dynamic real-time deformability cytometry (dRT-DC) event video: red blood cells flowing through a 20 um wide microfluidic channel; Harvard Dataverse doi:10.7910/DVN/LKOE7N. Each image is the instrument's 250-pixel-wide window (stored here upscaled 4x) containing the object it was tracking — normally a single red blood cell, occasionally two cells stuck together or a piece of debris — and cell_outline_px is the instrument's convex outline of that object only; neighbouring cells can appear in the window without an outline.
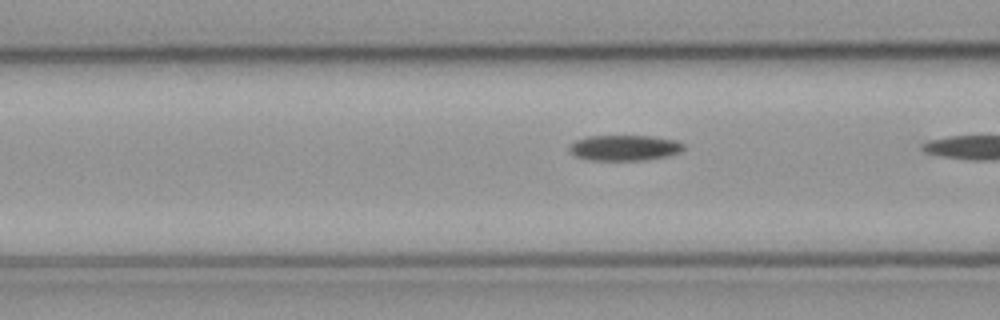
{"species": "common noctule bat (a hibernating species)", "species_latin": "Nyctalus noctula", "temperature_condition": "cold", "stored_images_in_passage": 11, "camera_frame_rate_fps": 3000, "um_per_image_px": 0.085, "animal": {"sex": "male", "body_mass_g": 23.1, "forearm_length_mm": 52.7}, "frame": {"image": 1, "passage_image": 10, "time_ms": 3.0, "image_size_px": [1000, 320], "cell_outline_px": [[684, 148], [680, 152], [668, 156], [644, 160], [588, 160], [576, 156], [568, 152], [568, 148], [576, 140], [588, 136], [652, 136], [676, 140], [684, 144]], "centroid_in_image_um": [53.08, 12.56], "position_along_channel_um": 113.5, "area_um2": 17.11}}